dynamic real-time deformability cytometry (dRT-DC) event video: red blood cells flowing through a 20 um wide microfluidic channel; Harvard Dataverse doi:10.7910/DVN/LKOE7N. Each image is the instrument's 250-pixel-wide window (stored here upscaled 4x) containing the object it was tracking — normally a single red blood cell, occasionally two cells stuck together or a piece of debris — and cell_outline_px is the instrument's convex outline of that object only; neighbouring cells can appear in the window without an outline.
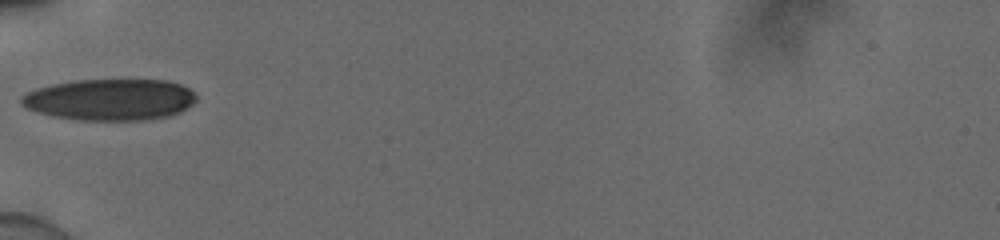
{"species": "human", "species_latin": "Homo sapiens", "temperature_condition": "cold", "stored_images_in_passage": 8, "camera_frame_rate_fps": 3000, "um_per_image_px": 0.085, "donor": {"sex": "male"}, "frame": {"image": 1, "passage_image": 1, "time_ms": 0.0, "image_size_px": [1000, 240], "cell_outline_px": [[196, 100], [192, 104], [180, 112], [168, 116], [144, 120], [84, 120], [56, 116], [40, 112], [28, 108], [20, 104], [20, 96], [36, 88], [52, 84], [76, 80], [168, 80], [180, 84], [188, 88], [196, 96]], "centroid_in_image_um": [9.36, 8.46], "position_along_channel_um": 75.6, "area_um2": 42.02}}
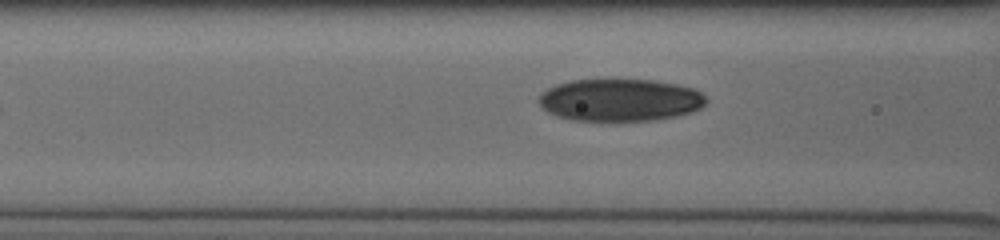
{"frame": {"image": 2, "passage_image": 4, "time_ms": 1.0, "image_size_px": [1000, 240], "cell_outline_px": [[708, 100], [700, 108], [692, 112], [676, 116], [656, 120], [616, 124], [612, 124], [572, 120], [556, 116], [548, 112], [540, 104], [540, 96], [548, 88], [556, 84], [572, 80], [652, 80], [676, 84], [692, 88], [700, 92]], "centroid_in_image_um": [52.7, 8.56], "position_along_channel_um": 113.9, "area_um2": 42.25}}
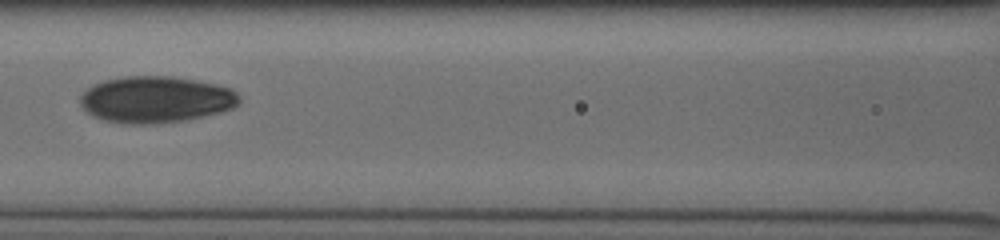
{"frame": {"image": 3, "passage_image": 6, "time_ms": 1.667, "image_size_px": [1000, 240], "cell_outline_px": [[240, 104], [232, 108], [220, 112], [188, 120], [156, 124], [120, 124], [104, 120], [92, 116], [80, 104], [80, 96], [92, 84], [104, 80], [124, 76], [172, 76], [196, 80], [216, 84], [232, 88], [240, 96]], "centroid_in_image_um": [13.26, 8.46], "position_along_channel_um": 153.3, "area_um2": 43.64}}